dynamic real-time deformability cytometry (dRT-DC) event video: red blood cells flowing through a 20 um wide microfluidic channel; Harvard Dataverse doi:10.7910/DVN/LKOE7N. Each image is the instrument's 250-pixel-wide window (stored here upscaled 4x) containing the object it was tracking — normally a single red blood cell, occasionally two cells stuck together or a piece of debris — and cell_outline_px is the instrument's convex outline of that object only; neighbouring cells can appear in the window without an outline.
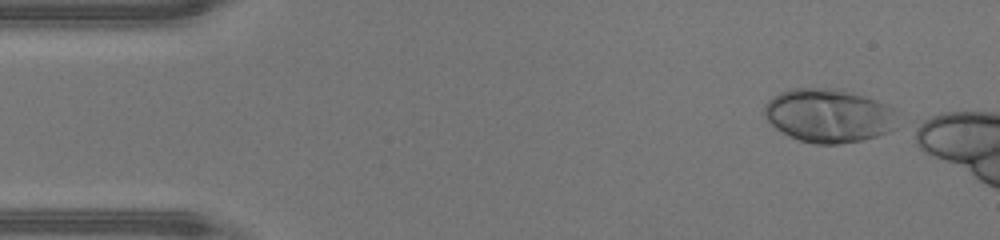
{"species": "human", "species_latin": "Homo sapiens", "temperature_condition": "warm", "stored_images_in_passage": 1, "camera_frame_rate_fps": 3000, "um_per_image_px": 0.085, "donor": {"sex": "male"}, "frame": {"image": 1, "passage_image": 1, "time_ms": 0.0, "image_size_px": [1000, 240], "cell_outline_px": [[896, 128], [888, 132], [876, 136], [860, 140], [836, 144], [816, 144], [800, 140], [776, 128], [764, 116], [764, 104], [772, 96], [780, 92], [792, 88], [836, 88], [864, 96], [888, 104], [896, 108]], "centroid_in_image_um": [70.46, 9.81], "position_along_channel_um": 14.5, "area_um2": 41.67}}